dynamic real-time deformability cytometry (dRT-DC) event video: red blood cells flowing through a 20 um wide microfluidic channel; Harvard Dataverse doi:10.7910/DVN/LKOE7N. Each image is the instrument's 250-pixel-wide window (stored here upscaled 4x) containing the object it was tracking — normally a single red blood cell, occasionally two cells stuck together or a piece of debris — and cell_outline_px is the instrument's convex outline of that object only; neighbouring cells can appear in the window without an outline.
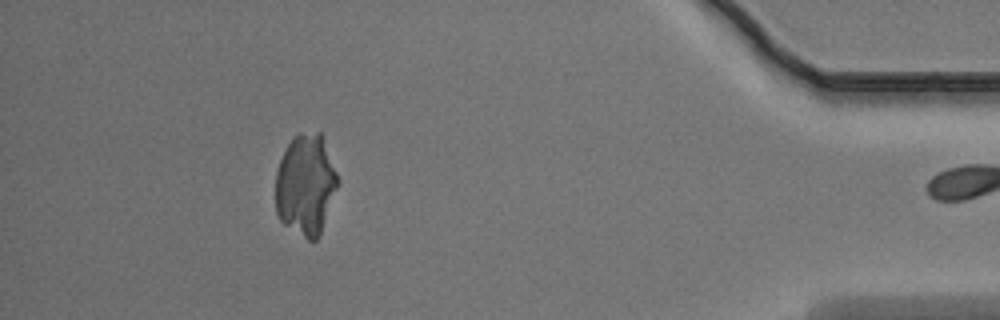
{"species": "Egyptian fruit bat (a non-hibernating species)", "species_latin": "Rousettus aegyptiacus", "temperature_condition": "warm", "stored_images_in_passage": 36, "camera_frame_rate_fps": 3000, "um_per_image_px": 0.085, "animal": {"sex": "male"}, "frame": {"image": 1, "passage_image": 35, "time_ms": 11.333, "image_size_px": [1000, 320], "cell_outline_px": [[340, 184], [320, 232], [316, 240], [308, 240], [284, 224], [280, 220], [276, 212], [276, 172], [280, 160], [292, 136], [300, 132], [320, 132], [340, 180]], "centroid_in_image_um": [25.99, 15.69], "position_along_channel_um": 409.2, "area_um2": 36.65}}